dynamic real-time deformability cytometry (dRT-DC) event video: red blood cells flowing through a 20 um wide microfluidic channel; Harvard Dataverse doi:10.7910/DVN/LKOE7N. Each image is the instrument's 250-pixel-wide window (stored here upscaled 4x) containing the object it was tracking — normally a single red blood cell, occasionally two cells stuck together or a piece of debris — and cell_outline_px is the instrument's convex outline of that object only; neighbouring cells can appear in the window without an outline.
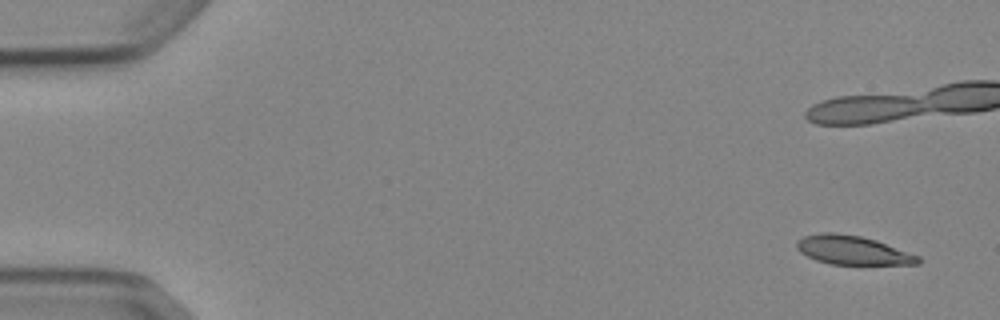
{"species": "Egyptian fruit bat (a non-hibernating species)", "species_latin": "Rousettus aegyptiacus", "temperature_condition": "cold", "stored_images_in_passage": 7, "camera_frame_rate_fps": 3000, "um_per_image_px": 0.085, "animal": {"sex": "female"}, "frame": {"image": 1, "passage_image": 1, "time_ms": 0.0, "image_size_px": [1000, 320], "cell_outline_px": [[920, 264], [832, 264], [816, 260], [800, 252], [796, 248], [796, 240], [804, 236], [820, 232], [832, 232], [860, 236], [876, 240], [920, 256]], "centroid_in_image_um": [72.45, 21.26], "position_along_channel_um": 12.6, "area_um2": 20.35}}
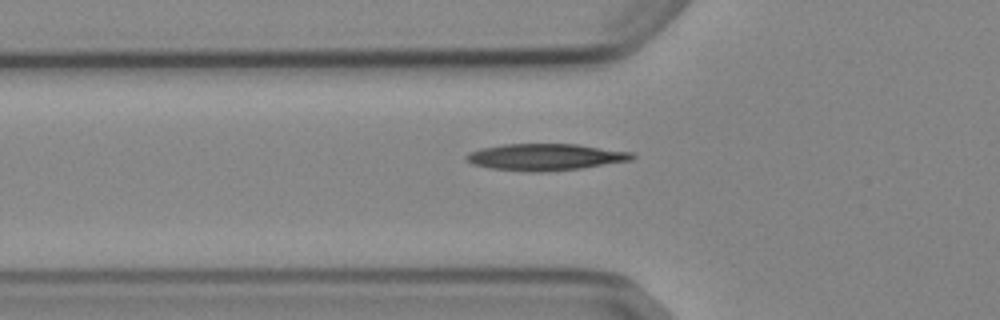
{"frame": {"image": 2, "passage_image": 7, "time_ms": 7.0, "image_size_px": [1000, 320], "cell_outline_px": [[636, 156], [632, 160], [580, 168], [540, 172], [528, 172], [488, 168], [472, 164], [464, 160], [464, 156], [468, 152], [480, 148], [504, 144], [576, 144], [632, 152]], "centroid_in_image_um": [46.29, 13.35], "position_along_channel_um": 79.5, "area_um2": 25.89}}